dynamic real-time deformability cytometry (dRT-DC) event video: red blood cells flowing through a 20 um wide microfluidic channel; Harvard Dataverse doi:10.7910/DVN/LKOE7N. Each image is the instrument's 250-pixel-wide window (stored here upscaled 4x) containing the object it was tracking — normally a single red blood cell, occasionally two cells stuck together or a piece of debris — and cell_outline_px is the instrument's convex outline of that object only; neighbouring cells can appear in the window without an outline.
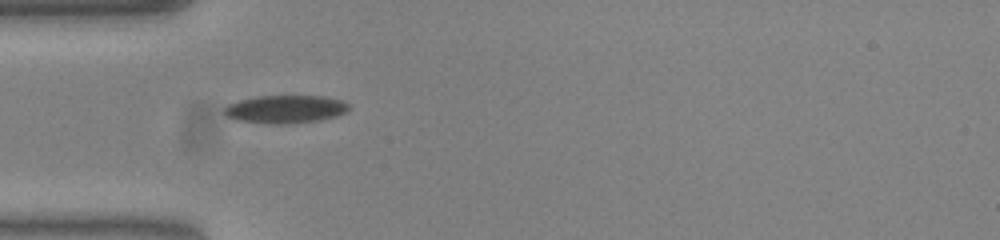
{"species": "common noctule bat (a hibernating species)", "species_latin": "Nyctalus noctula", "temperature_condition": "warm", "stored_images_in_passage": 33, "camera_frame_rate_fps": 3000, "um_per_image_px": 0.085, "animal": {"sex": "female", "body_mass_g": 23.0, "forearm_length_mm": 53.4}, "frame": {"image": 1, "passage_image": 1, "time_ms": 0.0, "image_size_px": [1000, 240], "cell_outline_px": [[348, 112], [336, 116], [320, 120], [288, 124], [268, 124], [236, 120], [228, 116], [224, 112], [224, 108], [228, 104], [240, 100], [256, 96], [324, 96], [344, 100], [348, 104]], "centroid_in_image_um": [24.28, 9.28], "position_along_channel_um": 60.7, "area_um2": 20.46}}
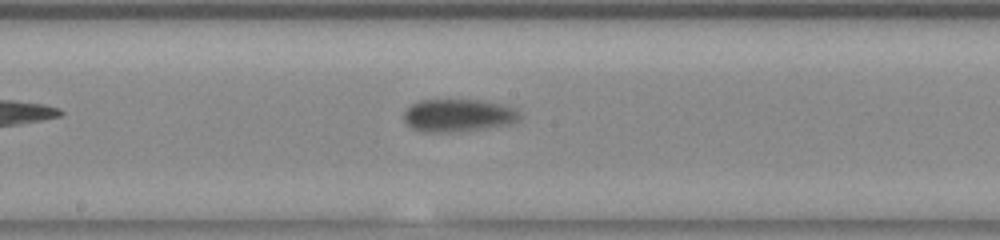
{"frame": {"image": 2, "passage_image": 13, "time_ms": 4.0, "image_size_px": [1000, 240], "cell_outline_px": [[520, 116], [512, 124], [484, 128], [448, 132], [420, 132], [412, 128], [404, 120], [404, 112], [412, 104], [420, 100], [484, 100], [516, 108], [520, 112]], "centroid_in_image_um": [38.95, 9.8], "position_along_channel_um": 209.3, "area_um2": 22.02}}
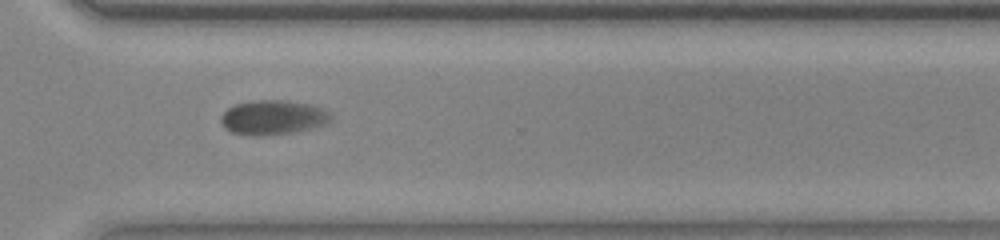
{"frame": {"image": 3, "passage_image": 24, "time_ms": 7.667, "image_size_px": [1000, 240], "cell_outline_px": [[332, 120], [328, 124], [312, 128], [292, 132], [232, 132], [224, 128], [220, 120], [220, 116], [232, 104], [252, 100], [280, 100], [312, 104], [332, 112]], "centroid_in_image_um": [23.27, 9.91], "position_along_channel_um": 347.3, "area_um2": 21.5}, "authors_computed_cell_mechanics": {"area_um2": 21.1548, "velocity_mm_per_s": 3.7665, "shape_relaxation_time_tau1_ms": 11.1646, "shape_relaxation_time_tau2_ms": null, "deformation_change_tau1": 0.1999, "deformation_change_tau2": null}}